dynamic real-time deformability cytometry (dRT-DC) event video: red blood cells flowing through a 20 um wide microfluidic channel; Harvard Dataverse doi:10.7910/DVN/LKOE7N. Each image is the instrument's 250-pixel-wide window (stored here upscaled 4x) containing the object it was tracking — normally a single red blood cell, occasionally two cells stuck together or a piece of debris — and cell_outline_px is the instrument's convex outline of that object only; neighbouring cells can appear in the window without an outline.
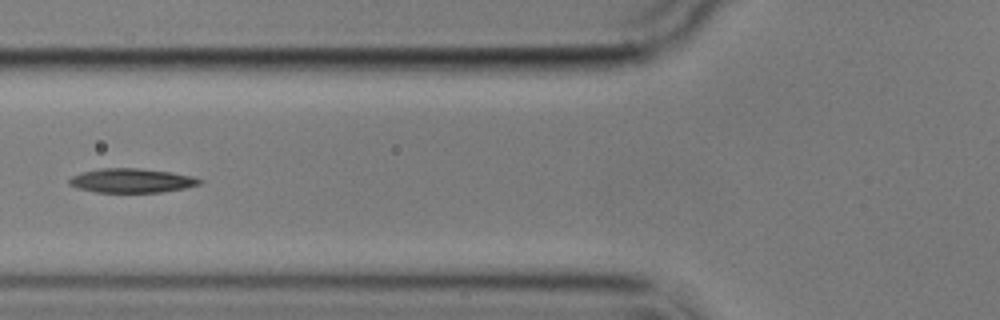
{"species": "common noctule bat (a hibernating species)", "species_latin": "Nyctalus noctula", "temperature_condition": "cold", "stored_images_in_passage": 11, "camera_frame_rate_fps": 3000, "um_per_image_px": 0.085, "animal": {"sex": "male", "body_mass_g": 17.9}, "frame": {"image": 1, "passage_image": 4, "time_ms": 6.0, "image_size_px": [1000, 320], "cell_outline_px": [[204, 180], [200, 184], [184, 188], [160, 192], [96, 192], [76, 188], [68, 184], [68, 180], [72, 176], [80, 172], [100, 168], [140, 168], [172, 172], [192, 176]], "centroid_in_image_um": [11.16, 15.34], "position_along_channel_um": 114.6, "area_um2": 18.5}}
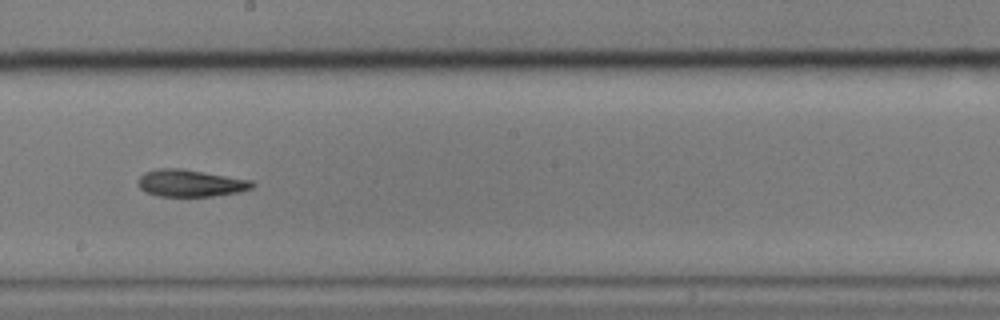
{"frame": {"image": 2, "passage_image": 7, "time_ms": 9.333, "image_size_px": [1000, 320], "cell_outline_px": [[256, 184], [252, 188], [240, 192], [212, 196], [156, 196], [144, 192], [136, 184], [136, 180], [144, 172], [160, 168], [180, 168], [252, 180]], "centroid_in_image_um": [16.15, 15.57], "position_along_channel_um": 232.0, "area_um2": 18.21}}
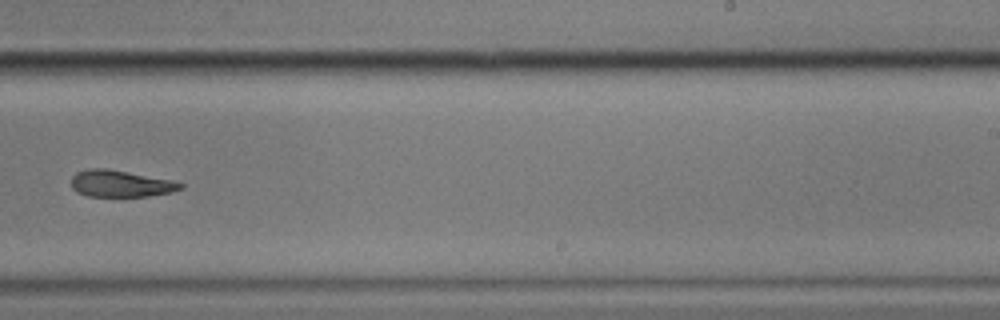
{"frame": {"image": 3, "passage_image": 8, "time_ms": 10.667, "image_size_px": [1000, 320], "cell_outline_px": [[184, 188], [172, 192], [148, 196], [88, 196], [76, 192], [72, 188], [72, 176], [76, 172], [88, 168], [108, 168], [168, 180], [184, 184]], "centroid_in_image_um": [10.21, 15.61], "position_along_channel_um": 278.8, "area_um2": 16.88}, "authors_computed_cell_mechanics": {"area_um2": 18.496, "velocity_mm_per_s": 3.5264, "shape_relaxation_time_tau1_ms": 7.1423, "shape_relaxation_time_tau2_ms": 5.3097, "deformation_change_tau1": 0.1574, "deformation_change_tau2": 0.1394}}